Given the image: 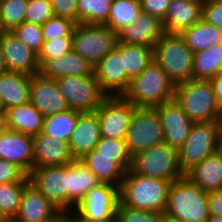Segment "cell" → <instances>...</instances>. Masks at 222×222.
<instances>
[{"mask_svg": "<svg viewBox=\"0 0 222 222\" xmlns=\"http://www.w3.org/2000/svg\"><path fill=\"white\" fill-rule=\"evenodd\" d=\"M102 137L98 117L95 112L81 113L68 143L74 160L82 159L95 149Z\"/></svg>", "mask_w": 222, "mask_h": 222, "instance_id": "44dd1931", "label": "cell"}, {"mask_svg": "<svg viewBox=\"0 0 222 222\" xmlns=\"http://www.w3.org/2000/svg\"><path fill=\"white\" fill-rule=\"evenodd\" d=\"M162 20L147 13H141L129 25L117 33L118 42L154 47L164 35Z\"/></svg>", "mask_w": 222, "mask_h": 222, "instance_id": "ffe728a7", "label": "cell"}, {"mask_svg": "<svg viewBox=\"0 0 222 222\" xmlns=\"http://www.w3.org/2000/svg\"><path fill=\"white\" fill-rule=\"evenodd\" d=\"M30 181H16L0 184V213L11 222L18 213L24 187Z\"/></svg>", "mask_w": 222, "mask_h": 222, "instance_id": "e575fe53", "label": "cell"}, {"mask_svg": "<svg viewBox=\"0 0 222 222\" xmlns=\"http://www.w3.org/2000/svg\"><path fill=\"white\" fill-rule=\"evenodd\" d=\"M101 183L120 187L125 173L132 166V158L95 157V150L80 159Z\"/></svg>", "mask_w": 222, "mask_h": 222, "instance_id": "cb8c5ba5", "label": "cell"}, {"mask_svg": "<svg viewBox=\"0 0 222 222\" xmlns=\"http://www.w3.org/2000/svg\"><path fill=\"white\" fill-rule=\"evenodd\" d=\"M0 222H8L0 213Z\"/></svg>", "mask_w": 222, "mask_h": 222, "instance_id": "680465c9", "label": "cell"}, {"mask_svg": "<svg viewBox=\"0 0 222 222\" xmlns=\"http://www.w3.org/2000/svg\"><path fill=\"white\" fill-rule=\"evenodd\" d=\"M155 108L163 127L164 142L179 151L189 135L193 122L174 99Z\"/></svg>", "mask_w": 222, "mask_h": 222, "instance_id": "e0dca14e", "label": "cell"}, {"mask_svg": "<svg viewBox=\"0 0 222 222\" xmlns=\"http://www.w3.org/2000/svg\"><path fill=\"white\" fill-rule=\"evenodd\" d=\"M218 154L221 156L222 158V140L220 141L219 147L217 149Z\"/></svg>", "mask_w": 222, "mask_h": 222, "instance_id": "9f6ffc18", "label": "cell"}, {"mask_svg": "<svg viewBox=\"0 0 222 222\" xmlns=\"http://www.w3.org/2000/svg\"><path fill=\"white\" fill-rule=\"evenodd\" d=\"M12 32L35 53L38 54L41 51L44 39L40 25L24 21L14 28Z\"/></svg>", "mask_w": 222, "mask_h": 222, "instance_id": "f35d334b", "label": "cell"}, {"mask_svg": "<svg viewBox=\"0 0 222 222\" xmlns=\"http://www.w3.org/2000/svg\"><path fill=\"white\" fill-rule=\"evenodd\" d=\"M33 138L6 129L0 135V159L16 164L27 175L33 169Z\"/></svg>", "mask_w": 222, "mask_h": 222, "instance_id": "d6986e66", "label": "cell"}, {"mask_svg": "<svg viewBox=\"0 0 222 222\" xmlns=\"http://www.w3.org/2000/svg\"><path fill=\"white\" fill-rule=\"evenodd\" d=\"M76 222H79V221L76 219ZM97 222H117V220H109V221H97Z\"/></svg>", "mask_w": 222, "mask_h": 222, "instance_id": "91938a15", "label": "cell"}, {"mask_svg": "<svg viewBox=\"0 0 222 222\" xmlns=\"http://www.w3.org/2000/svg\"><path fill=\"white\" fill-rule=\"evenodd\" d=\"M131 169L139 175L171 183L184 176L178 163V151L165 142L133 156Z\"/></svg>", "mask_w": 222, "mask_h": 222, "instance_id": "52a82bcc", "label": "cell"}, {"mask_svg": "<svg viewBox=\"0 0 222 222\" xmlns=\"http://www.w3.org/2000/svg\"><path fill=\"white\" fill-rule=\"evenodd\" d=\"M32 138L33 168L62 166L74 160L68 142L46 136L43 133Z\"/></svg>", "mask_w": 222, "mask_h": 222, "instance_id": "7402d4cb", "label": "cell"}, {"mask_svg": "<svg viewBox=\"0 0 222 222\" xmlns=\"http://www.w3.org/2000/svg\"><path fill=\"white\" fill-rule=\"evenodd\" d=\"M222 140V122L193 123L189 135L178 151V163L185 174L196 164L217 152Z\"/></svg>", "mask_w": 222, "mask_h": 222, "instance_id": "8992f818", "label": "cell"}, {"mask_svg": "<svg viewBox=\"0 0 222 222\" xmlns=\"http://www.w3.org/2000/svg\"><path fill=\"white\" fill-rule=\"evenodd\" d=\"M62 212L30 182L24 187L19 210L11 222H53Z\"/></svg>", "mask_w": 222, "mask_h": 222, "instance_id": "ac0fdd59", "label": "cell"}, {"mask_svg": "<svg viewBox=\"0 0 222 222\" xmlns=\"http://www.w3.org/2000/svg\"><path fill=\"white\" fill-rule=\"evenodd\" d=\"M4 117L6 129L31 137L42 133L44 116L31 102L9 108Z\"/></svg>", "mask_w": 222, "mask_h": 222, "instance_id": "4316f807", "label": "cell"}, {"mask_svg": "<svg viewBox=\"0 0 222 222\" xmlns=\"http://www.w3.org/2000/svg\"><path fill=\"white\" fill-rule=\"evenodd\" d=\"M5 117H4V111L0 109V135L5 130Z\"/></svg>", "mask_w": 222, "mask_h": 222, "instance_id": "f5cc1de1", "label": "cell"}, {"mask_svg": "<svg viewBox=\"0 0 222 222\" xmlns=\"http://www.w3.org/2000/svg\"><path fill=\"white\" fill-rule=\"evenodd\" d=\"M54 16L50 0H28L25 12V22L42 26Z\"/></svg>", "mask_w": 222, "mask_h": 222, "instance_id": "7bdbcfd3", "label": "cell"}, {"mask_svg": "<svg viewBox=\"0 0 222 222\" xmlns=\"http://www.w3.org/2000/svg\"><path fill=\"white\" fill-rule=\"evenodd\" d=\"M112 0H77L78 23L105 25Z\"/></svg>", "mask_w": 222, "mask_h": 222, "instance_id": "d590c367", "label": "cell"}, {"mask_svg": "<svg viewBox=\"0 0 222 222\" xmlns=\"http://www.w3.org/2000/svg\"><path fill=\"white\" fill-rule=\"evenodd\" d=\"M175 85L152 60L145 70L131 79L123 97L135 107L155 108L174 99Z\"/></svg>", "mask_w": 222, "mask_h": 222, "instance_id": "7a4b0ae2", "label": "cell"}, {"mask_svg": "<svg viewBox=\"0 0 222 222\" xmlns=\"http://www.w3.org/2000/svg\"><path fill=\"white\" fill-rule=\"evenodd\" d=\"M28 178L62 213H68V164L33 168Z\"/></svg>", "mask_w": 222, "mask_h": 222, "instance_id": "7c38bea8", "label": "cell"}, {"mask_svg": "<svg viewBox=\"0 0 222 222\" xmlns=\"http://www.w3.org/2000/svg\"><path fill=\"white\" fill-rule=\"evenodd\" d=\"M143 13L164 20L171 0H139Z\"/></svg>", "mask_w": 222, "mask_h": 222, "instance_id": "7dc6e473", "label": "cell"}, {"mask_svg": "<svg viewBox=\"0 0 222 222\" xmlns=\"http://www.w3.org/2000/svg\"><path fill=\"white\" fill-rule=\"evenodd\" d=\"M170 185V181L145 177L130 168L119 187L120 203L134 209L164 212Z\"/></svg>", "mask_w": 222, "mask_h": 222, "instance_id": "6da1fadb", "label": "cell"}, {"mask_svg": "<svg viewBox=\"0 0 222 222\" xmlns=\"http://www.w3.org/2000/svg\"><path fill=\"white\" fill-rule=\"evenodd\" d=\"M181 35L193 53L222 43V29L206 22L204 19L185 29Z\"/></svg>", "mask_w": 222, "mask_h": 222, "instance_id": "f546056e", "label": "cell"}, {"mask_svg": "<svg viewBox=\"0 0 222 222\" xmlns=\"http://www.w3.org/2000/svg\"><path fill=\"white\" fill-rule=\"evenodd\" d=\"M101 182L80 160L68 164V213H72L76 205L86 196L87 192Z\"/></svg>", "mask_w": 222, "mask_h": 222, "instance_id": "83f0119b", "label": "cell"}, {"mask_svg": "<svg viewBox=\"0 0 222 222\" xmlns=\"http://www.w3.org/2000/svg\"><path fill=\"white\" fill-rule=\"evenodd\" d=\"M141 13L139 0H112L110 14L105 25L117 34Z\"/></svg>", "mask_w": 222, "mask_h": 222, "instance_id": "836d02e7", "label": "cell"}, {"mask_svg": "<svg viewBox=\"0 0 222 222\" xmlns=\"http://www.w3.org/2000/svg\"><path fill=\"white\" fill-rule=\"evenodd\" d=\"M162 222H182V221L174 219V218L169 217L168 215L164 214Z\"/></svg>", "mask_w": 222, "mask_h": 222, "instance_id": "db71d44e", "label": "cell"}, {"mask_svg": "<svg viewBox=\"0 0 222 222\" xmlns=\"http://www.w3.org/2000/svg\"><path fill=\"white\" fill-rule=\"evenodd\" d=\"M164 213L182 222H206L210 217L208 192L184 175L171 183Z\"/></svg>", "mask_w": 222, "mask_h": 222, "instance_id": "277c9868", "label": "cell"}, {"mask_svg": "<svg viewBox=\"0 0 222 222\" xmlns=\"http://www.w3.org/2000/svg\"><path fill=\"white\" fill-rule=\"evenodd\" d=\"M5 32V29L3 27L2 21H1V16H0V36Z\"/></svg>", "mask_w": 222, "mask_h": 222, "instance_id": "6f0895ef", "label": "cell"}, {"mask_svg": "<svg viewBox=\"0 0 222 222\" xmlns=\"http://www.w3.org/2000/svg\"><path fill=\"white\" fill-rule=\"evenodd\" d=\"M4 72H7V66H6L5 58L3 56L2 48L0 45V73H4Z\"/></svg>", "mask_w": 222, "mask_h": 222, "instance_id": "816d5d0a", "label": "cell"}, {"mask_svg": "<svg viewBox=\"0 0 222 222\" xmlns=\"http://www.w3.org/2000/svg\"><path fill=\"white\" fill-rule=\"evenodd\" d=\"M30 82L31 76L23 73H0V103L4 112L30 102Z\"/></svg>", "mask_w": 222, "mask_h": 222, "instance_id": "484cf974", "label": "cell"}, {"mask_svg": "<svg viewBox=\"0 0 222 222\" xmlns=\"http://www.w3.org/2000/svg\"><path fill=\"white\" fill-rule=\"evenodd\" d=\"M208 206L210 215L222 218V190L208 193Z\"/></svg>", "mask_w": 222, "mask_h": 222, "instance_id": "c3c4849f", "label": "cell"}, {"mask_svg": "<svg viewBox=\"0 0 222 222\" xmlns=\"http://www.w3.org/2000/svg\"><path fill=\"white\" fill-rule=\"evenodd\" d=\"M0 45L7 71L29 76L39 73L38 54L21 42L12 31H5L0 36Z\"/></svg>", "mask_w": 222, "mask_h": 222, "instance_id": "2e32d148", "label": "cell"}, {"mask_svg": "<svg viewBox=\"0 0 222 222\" xmlns=\"http://www.w3.org/2000/svg\"><path fill=\"white\" fill-rule=\"evenodd\" d=\"M29 181L28 175L16 164L0 159V184Z\"/></svg>", "mask_w": 222, "mask_h": 222, "instance_id": "ee69618b", "label": "cell"}, {"mask_svg": "<svg viewBox=\"0 0 222 222\" xmlns=\"http://www.w3.org/2000/svg\"><path fill=\"white\" fill-rule=\"evenodd\" d=\"M202 19L222 29V1L204 0Z\"/></svg>", "mask_w": 222, "mask_h": 222, "instance_id": "f6af8a7d", "label": "cell"}, {"mask_svg": "<svg viewBox=\"0 0 222 222\" xmlns=\"http://www.w3.org/2000/svg\"><path fill=\"white\" fill-rule=\"evenodd\" d=\"M163 142V127L157 109L135 107L125 138L130 155L133 157Z\"/></svg>", "mask_w": 222, "mask_h": 222, "instance_id": "9c48e42d", "label": "cell"}, {"mask_svg": "<svg viewBox=\"0 0 222 222\" xmlns=\"http://www.w3.org/2000/svg\"><path fill=\"white\" fill-rule=\"evenodd\" d=\"M81 112L68 109L65 112L44 117L42 133L68 142Z\"/></svg>", "mask_w": 222, "mask_h": 222, "instance_id": "d6a6232c", "label": "cell"}, {"mask_svg": "<svg viewBox=\"0 0 222 222\" xmlns=\"http://www.w3.org/2000/svg\"><path fill=\"white\" fill-rule=\"evenodd\" d=\"M30 102L44 116L65 112L69 109L55 79L41 75L31 76Z\"/></svg>", "mask_w": 222, "mask_h": 222, "instance_id": "9a60e30c", "label": "cell"}, {"mask_svg": "<svg viewBox=\"0 0 222 222\" xmlns=\"http://www.w3.org/2000/svg\"><path fill=\"white\" fill-rule=\"evenodd\" d=\"M205 192L222 190V158L218 152L205 158L184 174Z\"/></svg>", "mask_w": 222, "mask_h": 222, "instance_id": "f1b7e54d", "label": "cell"}, {"mask_svg": "<svg viewBox=\"0 0 222 222\" xmlns=\"http://www.w3.org/2000/svg\"><path fill=\"white\" fill-rule=\"evenodd\" d=\"M174 100L193 123L222 122L210 80L191 79L175 85Z\"/></svg>", "mask_w": 222, "mask_h": 222, "instance_id": "3957f363", "label": "cell"}, {"mask_svg": "<svg viewBox=\"0 0 222 222\" xmlns=\"http://www.w3.org/2000/svg\"><path fill=\"white\" fill-rule=\"evenodd\" d=\"M204 0H171L162 21L165 32L181 34L202 19Z\"/></svg>", "mask_w": 222, "mask_h": 222, "instance_id": "603a6c76", "label": "cell"}, {"mask_svg": "<svg viewBox=\"0 0 222 222\" xmlns=\"http://www.w3.org/2000/svg\"><path fill=\"white\" fill-rule=\"evenodd\" d=\"M153 59L174 85L193 79L194 53L181 34L165 32L153 47Z\"/></svg>", "mask_w": 222, "mask_h": 222, "instance_id": "5b68a950", "label": "cell"}, {"mask_svg": "<svg viewBox=\"0 0 222 222\" xmlns=\"http://www.w3.org/2000/svg\"><path fill=\"white\" fill-rule=\"evenodd\" d=\"M206 222H222V218L210 215V217L206 220Z\"/></svg>", "mask_w": 222, "mask_h": 222, "instance_id": "11a10c76", "label": "cell"}, {"mask_svg": "<svg viewBox=\"0 0 222 222\" xmlns=\"http://www.w3.org/2000/svg\"><path fill=\"white\" fill-rule=\"evenodd\" d=\"M94 150L95 157L132 158L127 149L125 139L101 137Z\"/></svg>", "mask_w": 222, "mask_h": 222, "instance_id": "ab89813d", "label": "cell"}, {"mask_svg": "<svg viewBox=\"0 0 222 222\" xmlns=\"http://www.w3.org/2000/svg\"><path fill=\"white\" fill-rule=\"evenodd\" d=\"M120 190L116 185L100 183L76 205L73 216L79 222L116 220Z\"/></svg>", "mask_w": 222, "mask_h": 222, "instance_id": "30bf717a", "label": "cell"}, {"mask_svg": "<svg viewBox=\"0 0 222 222\" xmlns=\"http://www.w3.org/2000/svg\"><path fill=\"white\" fill-rule=\"evenodd\" d=\"M39 73L51 79L65 76H89L94 73L93 66L73 50L56 58L47 59Z\"/></svg>", "mask_w": 222, "mask_h": 222, "instance_id": "d4e9b609", "label": "cell"}, {"mask_svg": "<svg viewBox=\"0 0 222 222\" xmlns=\"http://www.w3.org/2000/svg\"><path fill=\"white\" fill-rule=\"evenodd\" d=\"M116 49L120 52L124 69L131 79L141 74L147 65L154 60L152 47L117 42Z\"/></svg>", "mask_w": 222, "mask_h": 222, "instance_id": "4dcf8cb0", "label": "cell"}, {"mask_svg": "<svg viewBox=\"0 0 222 222\" xmlns=\"http://www.w3.org/2000/svg\"><path fill=\"white\" fill-rule=\"evenodd\" d=\"M218 106L222 110V71L210 80Z\"/></svg>", "mask_w": 222, "mask_h": 222, "instance_id": "681fc988", "label": "cell"}, {"mask_svg": "<svg viewBox=\"0 0 222 222\" xmlns=\"http://www.w3.org/2000/svg\"><path fill=\"white\" fill-rule=\"evenodd\" d=\"M28 0H3L0 2V16L5 31H12L25 19Z\"/></svg>", "mask_w": 222, "mask_h": 222, "instance_id": "8d00e7d4", "label": "cell"}, {"mask_svg": "<svg viewBox=\"0 0 222 222\" xmlns=\"http://www.w3.org/2000/svg\"><path fill=\"white\" fill-rule=\"evenodd\" d=\"M76 23L68 18L53 16L42 26L44 41L54 40L60 37H72Z\"/></svg>", "mask_w": 222, "mask_h": 222, "instance_id": "74e56055", "label": "cell"}, {"mask_svg": "<svg viewBox=\"0 0 222 222\" xmlns=\"http://www.w3.org/2000/svg\"><path fill=\"white\" fill-rule=\"evenodd\" d=\"M72 50L87 60L93 68L116 48L118 37L108 26L77 23L72 32Z\"/></svg>", "mask_w": 222, "mask_h": 222, "instance_id": "ba28073f", "label": "cell"}, {"mask_svg": "<svg viewBox=\"0 0 222 222\" xmlns=\"http://www.w3.org/2000/svg\"><path fill=\"white\" fill-rule=\"evenodd\" d=\"M164 214V212L134 209L119 203L116 220L117 222H162Z\"/></svg>", "mask_w": 222, "mask_h": 222, "instance_id": "60d3db41", "label": "cell"}, {"mask_svg": "<svg viewBox=\"0 0 222 222\" xmlns=\"http://www.w3.org/2000/svg\"><path fill=\"white\" fill-rule=\"evenodd\" d=\"M53 222H76L72 213H62Z\"/></svg>", "mask_w": 222, "mask_h": 222, "instance_id": "f907efd6", "label": "cell"}, {"mask_svg": "<svg viewBox=\"0 0 222 222\" xmlns=\"http://www.w3.org/2000/svg\"><path fill=\"white\" fill-rule=\"evenodd\" d=\"M73 37H60L54 40L44 41L41 51L38 53V63L41 66L47 59L56 58L72 51Z\"/></svg>", "mask_w": 222, "mask_h": 222, "instance_id": "b9f144b4", "label": "cell"}, {"mask_svg": "<svg viewBox=\"0 0 222 222\" xmlns=\"http://www.w3.org/2000/svg\"><path fill=\"white\" fill-rule=\"evenodd\" d=\"M134 109L123 96H107L94 111L102 137L125 139Z\"/></svg>", "mask_w": 222, "mask_h": 222, "instance_id": "4fadbf2b", "label": "cell"}, {"mask_svg": "<svg viewBox=\"0 0 222 222\" xmlns=\"http://www.w3.org/2000/svg\"><path fill=\"white\" fill-rule=\"evenodd\" d=\"M54 16L68 18L78 23L77 0H50Z\"/></svg>", "mask_w": 222, "mask_h": 222, "instance_id": "bcb514c9", "label": "cell"}, {"mask_svg": "<svg viewBox=\"0 0 222 222\" xmlns=\"http://www.w3.org/2000/svg\"><path fill=\"white\" fill-rule=\"evenodd\" d=\"M94 74L107 96H123L131 82L124 69L123 58L116 48L95 66Z\"/></svg>", "mask_w": 222, "mask_h": 222, "instance_id": "5bb4252c", "label": "cell"}, {"mask_svg": "<svg viewBox=\"0 0 222 222\" xmlns=\"http://www.w3.org/2000/svg\"><path fill=\"white\" fill-rule=\"evenodd\" d=\"M222 71V43L194 53L193 79L211 80Z\"/></svg>", "mask_w": 222, "mask_h": 222, "instance_id": "1f68e13d", "label": "cell"}, {"mask_svg": "<svg viewBox=\"0 0 222 222\" xmlns=\"http://www.w3.org/2000/svg\"><path fill=\"white\" fill-rule=\"evenodd\" d=\"M69 109L81 113L94 112L107 97L101 90L95 74L89 76H65L56 79Z\"/></svg>", "mask_w": 222, "mask_h": 222, "instance_id": "8fae6325", "label": "cell"}]
</instances>
